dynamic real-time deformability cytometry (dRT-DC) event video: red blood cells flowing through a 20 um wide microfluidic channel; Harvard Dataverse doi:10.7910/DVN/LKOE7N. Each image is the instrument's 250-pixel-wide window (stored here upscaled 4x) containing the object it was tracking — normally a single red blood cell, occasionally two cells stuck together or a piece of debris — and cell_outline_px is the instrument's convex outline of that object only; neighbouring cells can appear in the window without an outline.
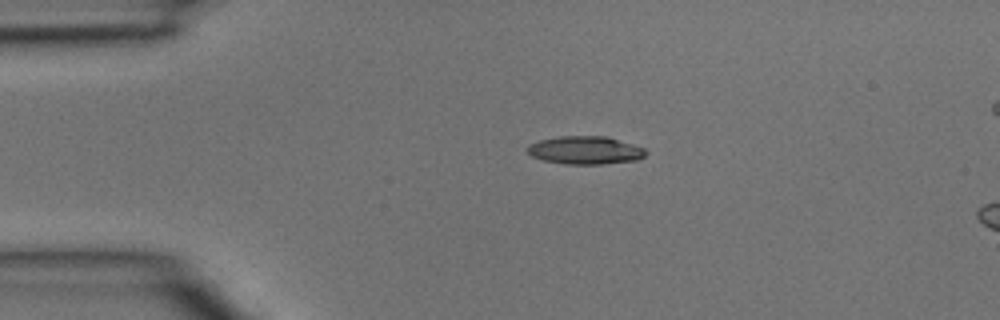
{"species": "common noctule bat (a hibernating species)", "species_latin": "Nyctalus noctula", "temperature_condition": "room temperature", "stored_images_in_passage": 2, "camera_frame_rate_fps": 3000, "um_per_image_px": 0.085, "animal": {"sex": "male", "body_mass_g": 15.6}, "frame": {"image": 1, "passage_image": 1, "time_ms": 0.0, "image_size_px": [1000, 320], "cell_outline_px": [[648, 152], [644, 156], [636, 160], [604, 164], [564, 164], [544, 160], [532, 156], [528, 152], [528, 144], [540, 140], [560, 136], [608, 136], [644, 148]], "centroid_in_image_um": [49.76, 12.77], "position_along_channel_um": 35.2, "area_um2": 19.31}}